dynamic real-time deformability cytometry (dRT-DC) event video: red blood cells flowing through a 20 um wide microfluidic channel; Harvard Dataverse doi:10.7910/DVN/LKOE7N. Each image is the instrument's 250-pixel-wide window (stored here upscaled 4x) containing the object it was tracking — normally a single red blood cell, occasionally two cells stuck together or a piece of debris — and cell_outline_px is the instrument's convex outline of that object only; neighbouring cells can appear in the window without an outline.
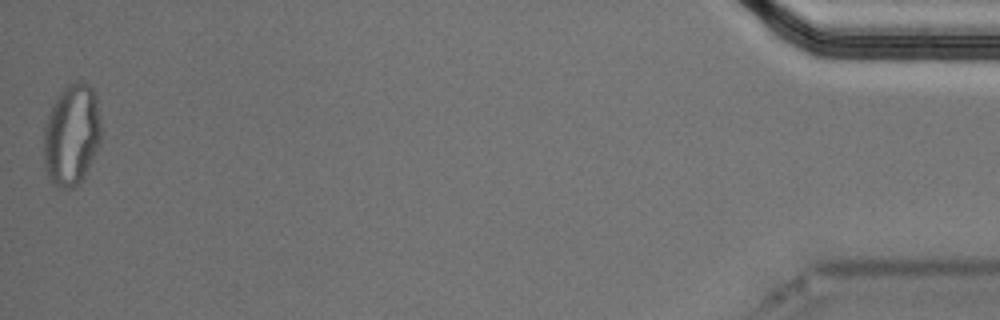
{"species": "Egyptian fruit bat (a non-hibernating species)", "species_latin": "Rousettus aegyptiacus", "temperature_condition": "cold", "stored_images_in_passage": 42, "segment_of_instrument_passage": [2, 2], "camera_frame_rate_fps": 3000, "um_per_image_px": 0.085, "animal": {"sex": "male"}, "frame": {"image": 1, "passage_image": 42, "time_ms": 13.667, "image_size_px": [1000, 320], "cell_outline_px": [[100, 144], [84, 176], [72, 188], [56, 188], [52, 184], [44, 168], [44, 128], [52, 104], [60, 92], [68, 84], [76, 80], [84, 80], [96, 92], [100, 124]], "centroid_in_image_um": [6.08, 11.44], "position_along_channel_um": 429.1, "area_um2": 34.16}}